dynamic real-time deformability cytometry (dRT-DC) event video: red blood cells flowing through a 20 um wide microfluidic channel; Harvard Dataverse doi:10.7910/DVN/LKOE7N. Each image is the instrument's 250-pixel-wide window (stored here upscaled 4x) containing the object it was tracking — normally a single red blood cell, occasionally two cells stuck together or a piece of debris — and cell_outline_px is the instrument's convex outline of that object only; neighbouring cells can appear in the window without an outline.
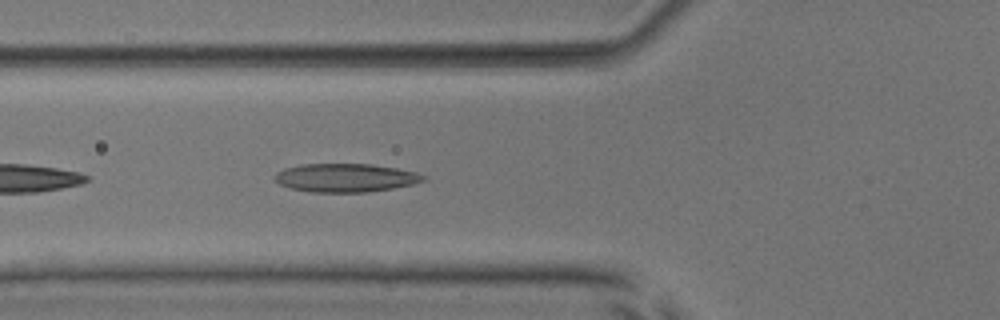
{"species": "common noctule bat (a hibernating species)", "species_latin": "Nyctalus noctula", "temperature_condition": "room temperature", "stored_images_in_passage": 23, "camera_frame_rate_fps": 3000, "um_per_image_px": 0.085, "animal": {"sex": "male", "body_mass_g": 17.9, "forearm_length_mm": 54.2}, "frame": {"image": 1, "passage_image": 4, "time_ms": 1.0, "image_size_px": [1000, 320], "cell_outline_px": [[428, 176], [424, 180], [412, 184], [392, 188], [368, 192], [312, 192], [292, 188], [280, 184], [272, 176], [276, 172], [284, 168], [300, 164], [372, 164], [396, 168], [416, 172]], "centroid_in_image_um": [29.36, 15.1], "position_along_channel_um": 96.4, "area_um2": 24.62}}
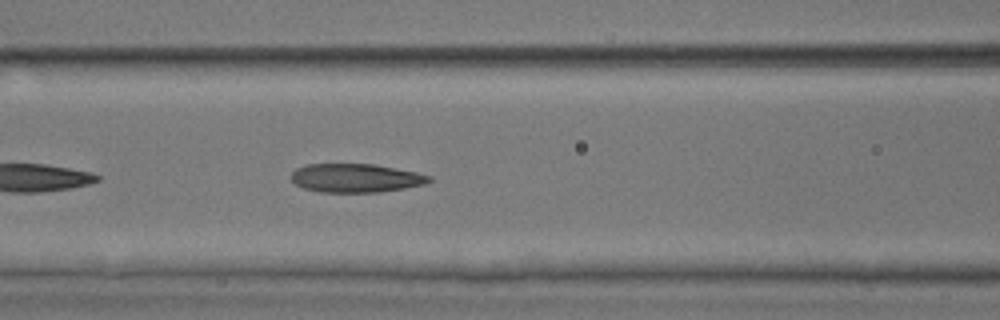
{"frame": {"image": 2, "passage_image": 7, "time_ms": 2.0, "image_size_px": [1000, 320], "cell_outline_px": [[432, 180], [424, 184], [404, 188], [380, 192], [320, 192], [304, 188], [296, 184], [292, 180], [292, 172], [296, 168], [308, 164], [372, 164], [416, 172], [432, 176]], "centroid_in_image_um": [30.24, 15.13], "position_along_channel_um": 136.4, "area_um2": 22.89}}